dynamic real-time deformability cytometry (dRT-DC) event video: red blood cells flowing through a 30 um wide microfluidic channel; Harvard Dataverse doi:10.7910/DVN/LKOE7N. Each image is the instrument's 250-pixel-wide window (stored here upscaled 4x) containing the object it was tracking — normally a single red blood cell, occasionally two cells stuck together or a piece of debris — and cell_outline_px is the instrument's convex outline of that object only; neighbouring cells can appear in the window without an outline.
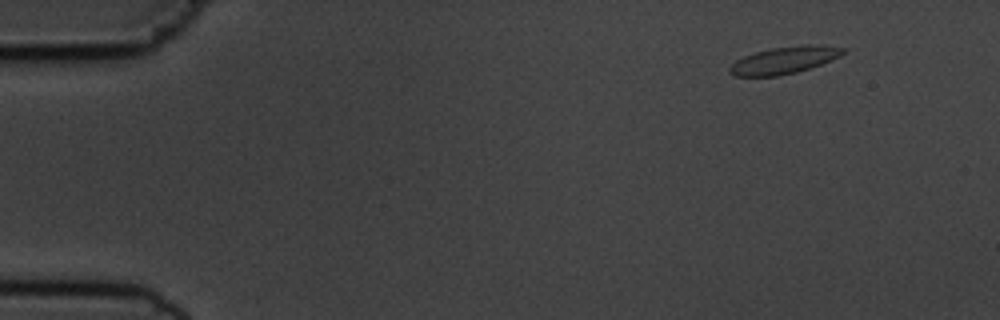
{"species": "common noctule bat (a hibernating species)", "species_latin": "Nyctalus noctula", "temperature_condition": "cold", "stored_images_in_passage": 4, "camera_frame_rate_fps": 3000, "um_per_image_px": 0.085, "animal": {"sex": "male", "body_mass_g": 19.5, "forearm_length_mm": 54.6}, "frame": {"image": 1, "passage_image": 1, "time_ms": 0.0, "image_size_px": [1000, 320], "cell_outline_px": [[848, 48], [840, 56], [820, 64], [796, 72], [780, 76], [736, 76], [728, 72], [728, 68], [736, 60], [744, 56], [756, 52], [772, 48], [804, 44], [820, 44]], "centroid_in_image_um": [66.67, 5.1], "position_along_channel_um": 18.3, "area_um2": 17.92}}